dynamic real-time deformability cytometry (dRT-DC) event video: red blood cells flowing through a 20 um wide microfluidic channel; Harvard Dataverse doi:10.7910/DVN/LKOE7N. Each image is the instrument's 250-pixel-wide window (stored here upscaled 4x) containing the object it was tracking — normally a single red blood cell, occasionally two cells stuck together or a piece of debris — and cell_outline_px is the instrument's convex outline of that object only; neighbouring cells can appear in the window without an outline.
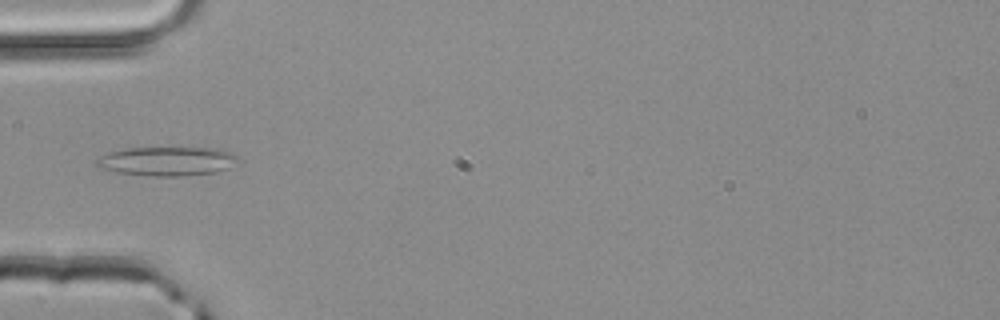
{"species": "common noctule bat (a hibernating species)", "species_latin": "Nyctalus noctula", "temperature_condition": "room temperature", "stored_images_in_passage": 3, "camera_frame_rate_fps": 3000, "um_per_image_px": 0.085, "animal": {"sex": "male", "body_mass_g": 20.4}, "frame": {"image": 1, "passage_image": 3, "time_ms": 0.667, "image_size_px": [1000, 320], "cell_outline_px": [[240, 160], [228, 168], [216, 172], [180, 176], [148, 176], [116, 172], [100, 168], [96, 164], [96, 160], [100, 156], [108, 152], [128, 148], [216, 148], [232, 152]], "centroid_in_image_um": [14.2, 13.7], "position_along_channel_um": 70.8, "area_um2": 23.99}}